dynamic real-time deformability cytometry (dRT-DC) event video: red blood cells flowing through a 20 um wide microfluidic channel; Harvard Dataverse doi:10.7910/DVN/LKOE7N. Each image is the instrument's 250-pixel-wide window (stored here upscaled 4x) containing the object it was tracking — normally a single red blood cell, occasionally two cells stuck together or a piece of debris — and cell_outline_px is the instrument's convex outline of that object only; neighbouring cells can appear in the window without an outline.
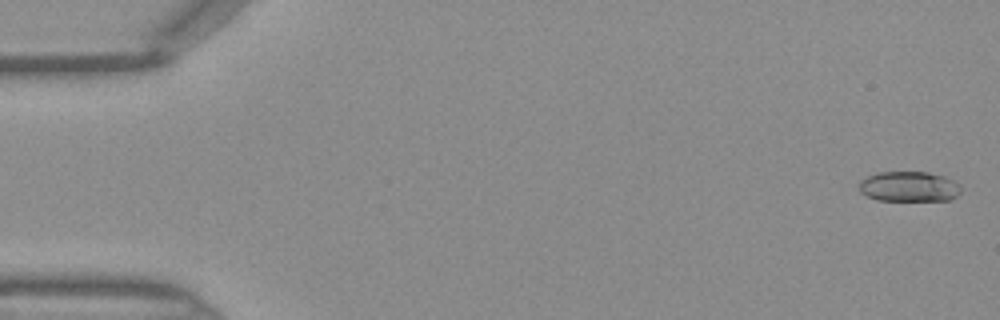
{"species": "Egyptian fruit bat (a non-hibernating species)", "species_latin": "Rousettus aegyptiacus", "temperature_condition": "warm", "stored_images_in_passage": 47, "camera_frame_rate_fps": 3000, "um_per_image_px": 0.085, "frame": {"image": 1, "passage_image": 1, "time_ms": 0.0, "image_size_px": [1000, 320], "cell_outline_px": [[960, 192], [956, 196], [948, 200], [876, 200], [860, 192], [860, 180], [876, 172], [928, 172], [944, 176], [960, 184]], "centroid_in_image_um": [77.26, 15.85], "position_along_channel_um": 7.7, "area_um2": 17.86}}
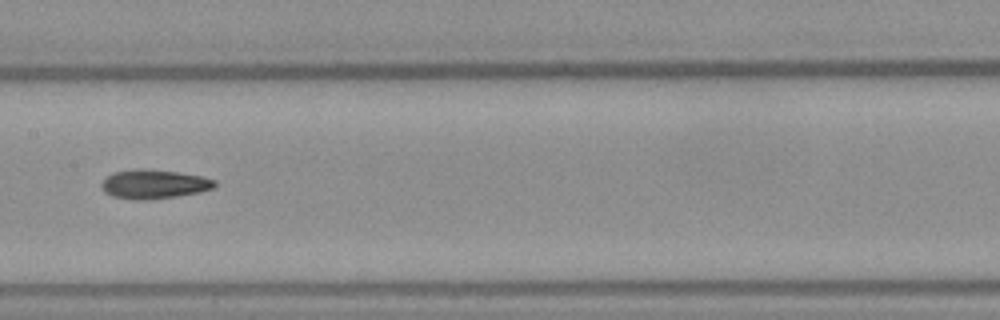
{"frame": {"image": 2, "passage_image": 23, "time_ms": 7.333, "image_size_px": [1000, 320], "cell_outline_px": [[216, 184], [212, 188], [200, 192], [176, 196], [148, 200], [132, 200], [112, 196], [104, 192], [100, 188], [100, 184], [112, 172], [136, 168], [176, 172], [200, 176], [216, 180]], "centroid_in_image_um": [13.03, 15.66], "position_along_channel_um": 194.4, "area_um2": 19.19}}
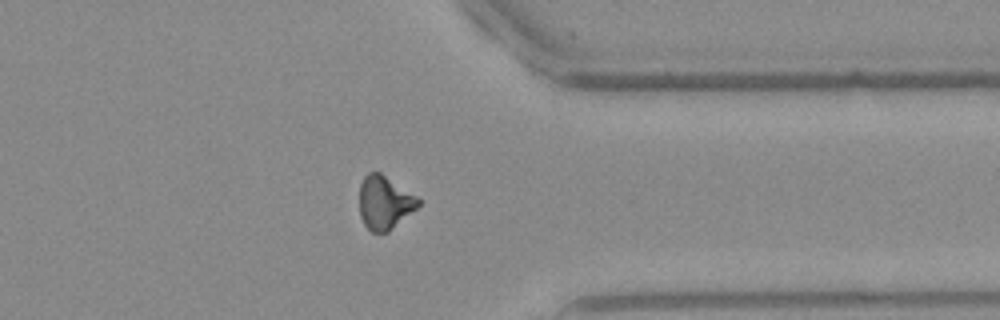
{"frame": {"image": 3, "passage_image": 36, "time_ms": 11.667, "image_size_px": [1000, 320], "cell_outline_px": [[420, 204], [416, 208], [388, 232], [372, 232], [364, 224], [360, 216], [360, 184], [364, 176], [368, 172], [380, 172], [416, 196], [420, 200]], "centroid_in_image_um": [32.67, 17.21], "position_along_channel_um": 378.7, "area_um2": 18.09}}